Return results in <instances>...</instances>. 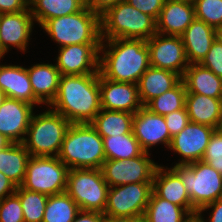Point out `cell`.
I'll return each mask as SVG.
<instances>
[{
	"label": "cell",
	"instance_id": "obj_44",
	"mask_svg": "<svg viewBox=\"0 0 222 222\" xmlns=\"http://www.w3.org/2000/svg\"><path fill=\"white\" fill-rule=\"evenodd\" d=\"M16 189L17 186L0 171V201H2L5 197L14 194Z\"/></svg>",
	"mask_w": 222,
	"mask_h": 222
},
{
	"label": "cell",
	"instance_id": "obj_17",
	"mask_svg": "<svg viewBox=\"0 0 222 222\" xmlns=\"http://www.w3.org/2000/svg\"><path fill=\"white\" fill-rule=\"evenodd\" d=\"M132 131L141 148L148 153L151 146L159 143L169 148L172 139L164 116L151 112L145 106L134 114Z\"/></svg>",
	"mask_w": 222,
	"mask_h": 222
},
{
	"label": "cell",
	"instance_id": "obj_29",
	"mask_svg": "<svg viewBox=\"0 0 222 222\" xmlns=\"http://www.w3.org/2000/svg\"><path fill=\"white\" fill-rule=\"evenodd\" d=\"M133 117L130 112L101 109L90 124L102 138L117 136L132 132Z\"/></svg>",
	"mask_w": 222,
	"mask_h": 222
},
{
	"label": "cell",
	"instance_id": "obj_38",
	"mask_svg": "<svg viewBox=\"0 0 222 222\" xmlns=\"http://www.w3.org/2000/svg\"><path fill=\"white\" fill-rule=\"evenodd\" d=\"M200 64L210 69L216 76L222 78V41L218 36Z\"/></svg>",
	"mask_w": 222,
	"mask_h": 222
},
{
	"label": "cell",
	"instance_id": "obj_48",
	"mask_svg": "<svg viewBox=\"0 0 222 222\" xmlns=\"http://www.w3.org/2000/svg\"><path fill=\"white\" fill-rule=\"evenodd\" d=\"M184 222H203V221H202L201 216L197 213V214L191 215Z\"/></svg>",
	"mask_w": 222,
	"mask_h": 222
},
{
	"label": "cell",
	"instance_id": "obj_49",
	"mask_svg": "<svg viewBox=\"0 0 222 222\" xmlns=\"http://www.w3.org/2000/svg\"><path fill=\"white\" fill-rule=\"evenodd\" d=\"M5 98H6L5 94L0 90V106L2 105Z\"/></svg>",
	"mask_w": 222,
	"mask_h": 222
},
{
	"label": "cell",
	"instance_id": "obj_21",
	"mask_svg": "<svg viewBox=\"0 0 222 222\" xmlns=\"http://www.w3.org/2000/svg\"><path fill=\"white\" fill-rule=\"evenodd\" d=\"M194 19V3L165 0L156 20V31L158 34L181 36Z\"/></svg>",
	"mask_w": 222,
	"mask_h": 222
},
{
	"label": "cell",
	"instance_id": "obj_41",
	"mask_svg": "<svg viewBox=\"0 0 222 222\" xmlns=\"http://www.w3.org/2000/svg\"><path fill=\"white\" fill-rule=\"evenodd\" d=\"M29 9V0H0V14L17 13Z\"/></svg>",
	"mask_w": 222,
	"mask_h": 222
},
{
	"label": "cell",
	"instance_id": "obj_2",
	"mask_svg": "<svg viewBox=\"0 0 222 222\" xmlns=\"http://www.w3.org/2000/svg\"><path fill=\"white\" fill-rule=\"evenodd\" d=\"M99 53L103 54L99 56V73L111 81L137 84L150 67L146 40L127 38L101 40Z\"/></svg>",
	"mask_w": 222,
	"mask_h": 222
},
{
	"label": "cell",
	"instance_id": "obj_32",
	"mask_svg": "<svg viewBox=\"0 0 222 222\" xmlns=\"http://www.w3.org/2000/svg\"><path fill=\"white\" fill-rule=\"evenodd\" d=\"M79 211L78 204L66 192L51 195L42 222H73Z\"/></svg>",
	"mask_w": 222,
	"mask_h": 222
},
{
	"label": "cell",
	"instance_id": "obj_8",
	"mask_svg": "<svg viewBox=\"0 0 222 222\" xmlns=\"http://www.w3.org/2000/svg\"><path fill=\"white\" fill-rule=\"evenodd\" d=\"M108 190L101 169H69L65 192L78 204L80 210L104 214Z\"/></svg>",
	"mask_w": 222,
	"mask_h": 222
},
{
	"label": "cell",
	"instance_id": "obj_51",
	"mask_svg": "<svg viewBox=\"0 0 222 222\" xmlns=\"http://www.w3.org/2000/svg\"><path fill=\"white\" fill-rule=\"evenodd\" d=\"M217 36L219 37V39L222 41V28L217 30Z\"/></svg>",
	"mask_w": 222,
	"mask_h": 222
},
{
	"label": "cell",
	"instance_id": "obj_52",
	"mask_svg": "<svg viewBox=\"0 0 222 222\" xmlns=\"http://www.w3.org/2000/svg\"><path fill=\"white\" fill-rule=\"evenodd\" d=\"M137 222H145L143 219H139Z\"/></svg>",
	"mask_w": 222,
	"mask_h": 222
},
{
	"label": "cell",
	"instance_id": "obj_7",
	"mask_svg": "<svg viewBox=\"0 0 222 222\" xmlns=\"http://www.w3.org/2000/svg\"><path fill=\"white\" fill-rule=\"evenodd\" d=\"M181 177L191 205L199 212L204 206L222 198V174L203 161L172 167Z\"/></svg>",
	"mask_w": 222,
	"mask_h": 222
},
{
	"label": "cell",
	"instance_id": "obj_26",
	"mask_svg": "<svg viewBox=\"0 0 222 222\" xmlns=\"http://www.w3.org/2000/svg\"><path fill=\"white\" fill-rule=\"evenodd\" d=\"M181 80L187 93L222 98V78L201 64H189Z\"/></svg>",
	"mask_w": 222,
	"mask_h": 222
},
{
	"label": "cell",
	"instance_id": "obj_37",
	"mask_svg": "<svg viewBox=\"0 0 222 222\" xmlns=\"http://www.w3.org/2000/svg\"><path fill=\"white\" fill-rule=\"evenodd\" d=\"M0 222H24L20 199L15 193L0 201Z\"/></svg>",
	"mask_w": 222,
	"mask_h": 222
},
{
	"label": "cell",
	"instance_id": "obj_6",
	"mask_svg": "<svg viewBox=\"0 0 222 222\" xmlns=\"http://www.w3.org/2000/svg\"><path fill=\"white\" fill-rule=\"evenodd\" d=\"M71 123L52 110L32 115L22 144L31 156H58Z\"/></svg>",
	"mask_w": 222,
	"mask_h": 222
},
{
	"label": "cell",
	"instance_id": "obj_19",
	"mask_svg": "<svg viewBox=\"0 0 222 222\" xmlns=\"http://www.w3.org/2000/svg\"><path fill=\"white\" fill-rule=\"evenodd\" d=\"M153 192L158 197L183 207L190 215L198 213L191 205L190 196L180 175L172 167H157L153 178Z\"/></svg>",
	"mask_w": 222,
	"mask_h": 222
},
{
	"label": "cell",
	"instance_id": "obj_27",
	"mask_svg": "<svg viewBox=\"0 0 222 222\" xmlns=\"http://www.w3.org/2000/svg\"><path fill=\"white\" fill-rule=\"evenodd\" d=\"M85 7L86 0H29V9L34 21L41 27L52 18L71 15Z\"/></svg>",
	"mask_w": 222,
	"mask_h": 222
},
{
	"label": "cell",
	"instance_id": "obj_24",
	"mask_svg": "<svg viewBox=\"0 0 222 222\" xmlns=\"http://www.w3.org/2000/svg\"><path fill=\"white\" fill-rule=\"evenodd\" d=\"M181 81V76L167 69L150 66L139 79L137 86L139 98L145 106L153 98L174 88Z\"/></svg>",
	"mask_w": 222,
	"mask_h": 222
},
{
	"label": "cell",
	"instance_id": "obj_23",
	"mask_svg": "<svg viewBox=\"0 0 222 222\" xmlns=\"http://www.w3.org/2000/svg\"><path fill=\"white\" fill-rule=\"evenodd\" d=\"M185 107L190 122L219 129L222 125V98L187 93Z\"/></svg>",
	"mask_w": 222,
	"mask_h": 222
},
{
	"label": "cell",
	"instance_id": "obj_28",
	"mask_svg": "<svg viewBox=\"0 0 222 222\" xmlns=\"http://www.w3.org/2000/svg\"><path fill=\"white\" fill-rule=\"evenodd\" d=\"M30 157L22 143H11L8 147L0 149V171L19 187L25 178Z\"/></svg>",
	"mask_w": 222,
	"mask_h": 222
},
{
	"label": "cell",
	"instance_id": "obj_47",
	"mask_svg": "<svg viewBox=\"0 0 222 222\" xmlns=\"http://www.w3.org/2000/svg\"><path fill=\"white\" fill-rule=\"evenodd\" d=\"M12 142L0 133V149L8 147Z\"/></svg>",
	"mask_w": 222,
	"mask_h": 222
},
{
	"label": "cell",
	"instance_id": "obj_43",
	"mask_svg": "<svg viewBox=\"0 0 222 222\" xmlns=\"http://www.w3.org/2000/svg\"><path fill=\"white\" fill-rule=\"evenodd\" d=\"M212 208L211 215L209 217V222H222V198L204 206L198 214L201 216L203 222H207L202 217V212L206 211L207 209Z\"/></svg>",
	"mask_w": 222,
	"mask_h": 222
},
{
	"label": "cell",
	"instance_id": "obj_18",
	"mask_svg": "<svg viewBox=\"0 0 222 222\" xmlns=\"http://www.w3.org/2000/svg\"><path fill=\"white\" fill-rule=\"evenodd\" d=\"M33 21L30 9L17 13L0 14L1 58L8 52L9 46L26 51Z\"/></svg>",
	"mask_w": 222,
	"mask_h": 222
},
{
	"label": "cell",
	"instance_id": "obj_40",
	"mask_svg": "<svg viewBox=\"0 0 222 222\" xmlns=\"http://www.w3.org/2000/svg\"><path fill=\"white\" fill-rule=\"evenodd\" d=\"M128 4L135 7L139 11L150 15L155 20L158 19L165 0H125Z\"/></svg>",
	"mask_w": 222,
	"mask_h": 222
},
{
	"label": "cell",
	"instance_id": "obj_4",
	"mask_svg": "<svg viewBox=\"0 0 222 222\" xmlns=\"http://www.w3.org/2000/svg\"><path fill=\"white\" fill-rule=\"evenodd\" d=\"M101 40L142 39L148 40L157 33L156 20L126 1L119 2L100 16Z\"/></svg>",
	"mask_w": 222,
	"mask_h": 222
},
{
	"label": "cell",
	"instance_id": "obj_1",
	"mask_svg": "<svg viewBox=\"0 0 222 222\" xmlns=\"http://www.w3.org/2000/svg\"><path fill=\"white\" fill-rule=\"evenodd\" d=\"M49 106L71 124L90 123L101 111L99 74L61 75Z\"/></svg>",
	"mask_w": 222,
	"mask_h": 222
},
{
	"label": "cell",
	"instance_id": "obj_31",
	"mask_svg": "<svg viewBox=\"0 0 222 222\" xmlns=\"http://www.w3.org/2000/svg\"><path fill=\"white\" fill-rule=\"evenodd\" d=\"M102 139L106 160H127L145 152L135 138L133 131Z\"/></svg>",
	"mask_w": 222,
	"mask_h": 222
},
{
	"label": "cell",
	"instance_id": "obj_50",
	"mask_svg": "<svg viewBox=\"0 0 222 222\" xmlns=\"http://www.w3.org/2000/svg\"><path fill=\"white\" fill-rule=\"evenodd\" d=\"M172 1H175V2H181V3H194V0H172Z\"/></svg>",
	"mask_w": 222,
	"mask_h": 222
},
{
	"label": "cell",
	"instance_id": "obj_5",
	"mask_svg": "<svg viewBox=\"0 0 222 222\" xmlns=\"http://www.w3.org/2000/svg\"><path fill=\"white\" fill-rule=\"evenodd\" d=\"M56 43L101 44L100 16L87 6L74 14L48 20L42 27Z\"/></svg>",
	"mask_w": 222,
	"mask_h": 222
},
{
	"label": "cell",
	"instance_id": "obj_36",
	"mask_svg": "<svg viewBox=\"0 0 222 222\" xmlns=\"http://www.w3.org/2000/svg\"><path fill=\"white\" fill-rule=\"evenodd\" d=\"M201 161L222 174V131L220 129H216L211 135Z\"/></svg>",
	"mask_w": 222,
	"mask_h": 222
},
{
	"label": "cell",
	"instance_id": "obj_39",
	"mask_svg": "<svg viewBox=\"0 0 222 222\" xmlns=\"http://www.w3.org/2000/svg\"><path fill=\"white\" fill-rule=\"evenodd\" d=\"M170 136L180 133L190 122L186 107L164 116Z\"/></svg>",
	"mask_w": 222,
	"mask_h": 222
},
{
	"label": "cell",
	"instance_id": "obj_42",
	"mask_svg": "<svg viewBox=\"0 0 222 222\" xmlns=\"http://www.w3.org/2000/svg\"><path fill=\"white\" fill-rule=\"evenodd\" d=\"M125 0H86V6L91 9L94 13L101 16L109 8L117 5L119 2Z\"/></svg>",
	"mask_w": 222,
	"mask_h": 222
},
{
	"label": "cell",
	"instance_id": "obj_34",
	"mask_svg": "<svg viewBox=\"0 0 222 222\" xmlns=\"http://www.w3.org/2000/svg\"><path fill=\"white\" fill-rule=\"evenodd\" d=\"M15 194L20 199L24 222H42L48 196L17 187Z\"/></svg>",
	"mask_w": 222,
	"mask_h": 222
},
{
	"label": "cell",
	"instance_id": "obj_14",
	"mask_svg": "<svg viewBox=\"0 0 222 222\" xmlns=\"http://www.w3.org/2000/svg\"><path fill=\"white\" fill-rule=\"evenodd\" d=\"M216 129L207 125L189 122L178 134L172 137L169 149L182 156L176 164L186 165L201 161L210 137Z\"/></svg>",
	"mask_w": 222,
	"mask_h": 222
},
{
	"label": "cell",
	"instance_id": "obj_33",
	"mask_svg": "<svg viewBox=\"0 0 222 222\" xmlns=\"http://www.w3.org/2000/svg\"><path fill=\"white\" fill-rule=\"evenodd\" d=\"M186 88L181 80L174 88L150 100L145 107L157 115L165 116L185 108Z\"/></svg>",
	"mask_w": 222,
	"mask_h": 222
},
{
	"label": "cell",
	"instance_id": "obj_10",
	"mask_svg": "<svg viewBox=\"0 0 222 222\" xmlns=\"http://www.w3.org/2000/svg\"><path fill=\"white\" fill-rule=\"evenodd\" d=\"M153 192V182L109 187L104 215L142 219Z\"/></svg>",
	"mask_w": 222,
	"mask_h": 222
},
{
	"label": "cell",
	"instance_id": "obj_12",
	"mask_svg": "<svg viewBox=\"0 0 222 222\" xmlns=\"http://www.w3.org/2000/svg\"><path fill=\"white\" fill-rule=\"evenodd\" d=\"M156 33L146 41L150 66L167 69L183 76L189 63L181 36Z\"/></svg>",
	"mask_w": 222,
	"mask_h": 222
},
{
	"label": "cell",
	"instance_id": "obj_46",
	"mask_svg": "<svg viewBox=\"0 0 222 222\" xmlns=\"http://www.w3.org/2000/svg\"><path fill=\"white\" fill-rule=\"evenodd\" d=\"M138 218L133 217H114L110 215H104L103 222H137Z\"/></svg>",
	"mask_w": 222,
	"mask_h": 222
},
{
	"label": "cell",
	"instance_id": "obj_22",
	"mask_svg": "<svg viewBox=\"0 0 222 222\" xmlns=\"http://www.w3.org/2000/svg\"><path fill=\"white\" fill-rule=\"evenodd\" d=\"M0 90L6 97L31 105L42 104L35 96L28 70L19 65H0Z\"/></svg>",
	"mask_w": 222,
	"mask_h": 222
},
{
	"label": "cell",
	"instance_id": "obj_35",
	"mask_svg": "<svg viewBox=\"0 0 222 222\" xmlns=\"http://www.w3.org/2000/svg\"><path fill=\"white\" fill-rule=\"evenodd\" d=\"M195 18L215 29L222 28V0H194Z\"/></svg>",
	"mask_w": 222,
	"mask_h": 222
},
{
	"label": "cell",
	"instance_id": "obj_20",
	"mask_svg": "<svg viewBox=\"0 0 222 222\" xmlns=\"http://www.w3.org/2000/svg\"><path fill=\"white\" fill-rule=\"evenodd\" d=\"M189 64H200L217 38V29L194 19L181 35Z\"/></svg>",
	"mask_w": 222,
	"mask_h": 222
},
{
	"label": "cell",
	"instance_id": "obj_30",
	"mask_svg": "<svg viewBox=\"0 0 222 222\" xmlns=\"http://www.w3.org/2000/svg\"><path fill=\"white\" fill-rule=\"evenodd\" d=\"M190 216L183 207L164 200L152 192L142 219L145 222H184Z\"/></svg>",
	"mask_w": 222,
	"mask_h": 222
},
{
	"label": "cell",
	"instance_id": "obj_3",
	"mask_svg": "<svg viewBox=\"0 0 222 222\" xmlns=\"http://www.w3.org/2000/svg\"><path fill=\"white\" fill-rule=\"evenodd\" d=\"M57 157L69 169H101L106 160L103 139L90 123L71 124Z\"/></svg>",
	"mask_w": 222,
	"mask_h": 222
},
{
	"label": "cell",
	"instance_id": "obj_13",
	"mask_svg": "<svg viewBox=\"0 0 222 222\" xmlns=\"http://www.w3.org/2000/svg\"><path fill=\"white\" fill-rule=\"evenodd\" d=\"M101 44H73L60 47L56 68L61 75L99 74Z\"/></svg>",
	"mask_w": 222,
	"mask_h": 222
},
{
	"label": "cell",
	"instance_id": "obj_45",
	"mask_svg": "<svg viewBox=\"0 0 222 222\" xmlns=\"http://www.w3.org/2000/svg\"><path fill=\"white\" fill-rule=\"evenodd\" d=\"M103 219L101 212L80 210L73 222H103Z\"/></svg>",
	"mask_w": 222,
	"mask_h": 222
},
{
	"label": "cell",
	"instance_id": "obj_9",
	"mask_svg": "<svg viewBox=\"0 0 222 222\" xmlns=\"http://www.w3.org/2000/svg\"><path fill=\"white\" fill-rule=\"evenodd\" d=\"M69 168L57 156H31L21 187L47 196L66 191Z\"/></svg>",
	"mask_w": 222,
	"mask_h": 222
},
{
	"label": "cell",
	"instance_id": "obj_25",
	"mask_svg": "<svg viewBox=\"0 0 222 222\" xmlns=\"http://www.w3.org/2000/svg\"><path fill=\"white\" fill-rule=\"evenodd\" d=\"M27 70L34 96L41 103L50 105L58 93L60 71L55 64L48 63L36 64Z\"/></svg>",
	"mask_w": 222,
	"mask_h": 222
},
{
	"label": "cell",
	"instance_id": "obj_15",
	"mask_svg": "<svg viewBox=\"0 0 222 222\" xmlns=\"http://www.w3.org/2000/svg\"><path fill=\"white\" fill-rule=\"evenodd\" d=\"M101 109L135 114L143 107L137 84L111 81L99 73Z\"/></svg>",
	"mask_w": 222,
	"mask_h": 222
},
{
	"label": "cell",
	"instance_id": "obj_16",
	"mask_svg": "<svg viewBox=\"0 0 222 222\" xmlns=\"http://www.w3.org/2000/svg\"><path fill=\"white\" fill-rule=\"evenodd\" d=\"M33 105L6 97L0 106V133L12 143H22L25 139Z\"/></svg>",
	"mask_w": 222,
	"mask_h": 222
},
{
	"label": "cell",
	"instance_id": "obj_11",
	"mask_svg": "<svg viewBox=\"0 0 222 222\" xmlns=\"http://www.w3.org/2000/svg\"><path fill=\"white\" fill-rule=\"evenodd\" d=\"M149 153L127 160H105L101 167L104 180L109 187L129 183L153 182L159 165L148 158Z\"/></svg>",
	"mask_w": 222,
	"mask_h": 222
}]
</instances>
